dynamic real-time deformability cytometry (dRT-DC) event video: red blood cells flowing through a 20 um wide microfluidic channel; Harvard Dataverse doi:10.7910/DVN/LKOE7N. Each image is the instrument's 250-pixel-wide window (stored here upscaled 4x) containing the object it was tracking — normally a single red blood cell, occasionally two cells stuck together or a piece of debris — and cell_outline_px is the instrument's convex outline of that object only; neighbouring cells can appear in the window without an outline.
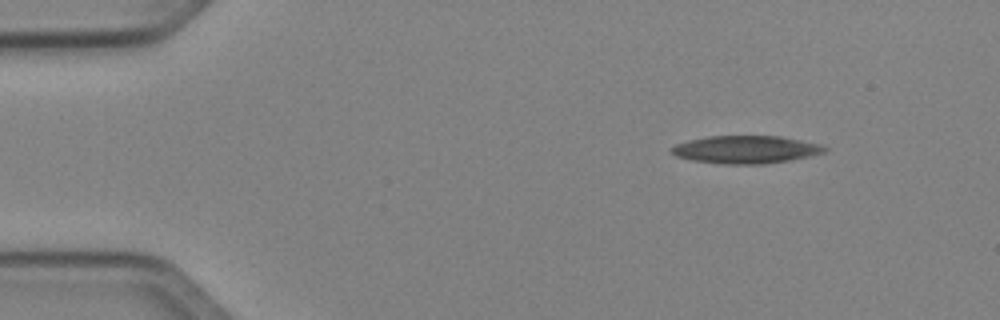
{"species": "Egyptian fruit bat (a non-hibernating species)", "species_latin": "Rousettus aegyptiacus", "temperature_condition": "cold", "stored_images_in_passage": 45, "camera_frame_rate_fps": 3000, "um_per_image_px": 0.085, "animal": {"sex": "female"}, "frame": {"image": 1, "passage_image": 1, "time_ms": 0.0, "image_size_px": [1000, 320], "cell_outline_px": [[828, 148], [824, 152], [812, 156], [792, 160], [764, 164], [720, 164], [692, 160], [676, 156], [672, 152], [672, 148], [676, 144], [688, 140], [708, 136], [780, 136], [820, 144]], "centroid_in_image_um": [63.42, 12.71], "position_along_channel_um": 21.6, "area_um2": 24.8}}
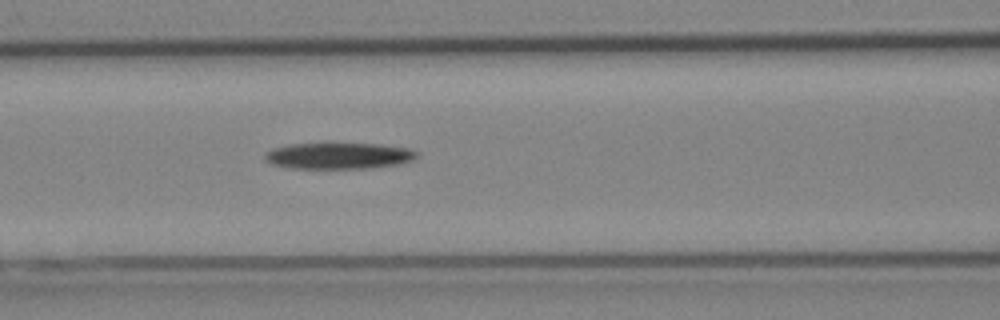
{"frame": {"image": 2, "passage_image": 16, "time_ms": 5.0, "image_size_px": [1000, 320], "cell_outline_px": [[420, 156], [412, 160], [396, 164], [372, 168], [288, 168], [272, 164], [264, 160], [264, 156], [272, 148], [288, 144], [332, 140], [380, 144], [412, 148], [420, 152]], "centroid_in_image_um": [28.8, 13.18], "position_along_channel_um": 137.8, "area_um2": 24.68}}
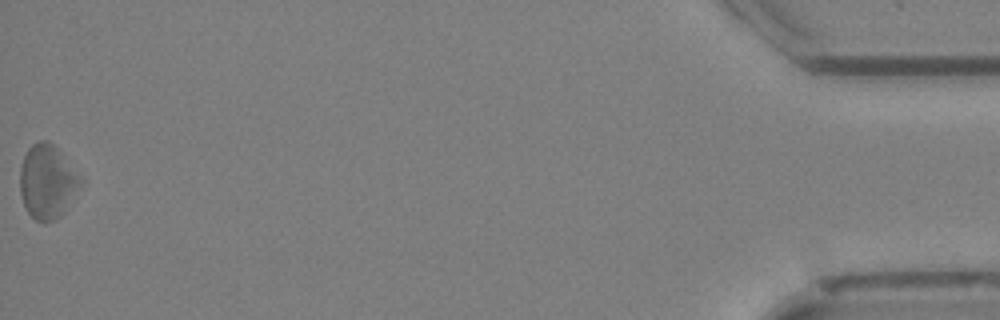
{"frame": {"image": 3, "passage_image": 45, "time_ms": 14.667, "image_size_px": [1000, 320], "cell_outline_px": [[84, 180], [60, 216], [56, 220], [36, 220], [28, 212], [24, 204], [20, 192], [20, 168], [24, 156], [28, 148], [32, 144], [40, 140], [48, 140], [52, 144]], "centroid_in_image_um": [4.0, 15.42], "position_along_channel_um": 431.2, "area_um2": 25.49}}